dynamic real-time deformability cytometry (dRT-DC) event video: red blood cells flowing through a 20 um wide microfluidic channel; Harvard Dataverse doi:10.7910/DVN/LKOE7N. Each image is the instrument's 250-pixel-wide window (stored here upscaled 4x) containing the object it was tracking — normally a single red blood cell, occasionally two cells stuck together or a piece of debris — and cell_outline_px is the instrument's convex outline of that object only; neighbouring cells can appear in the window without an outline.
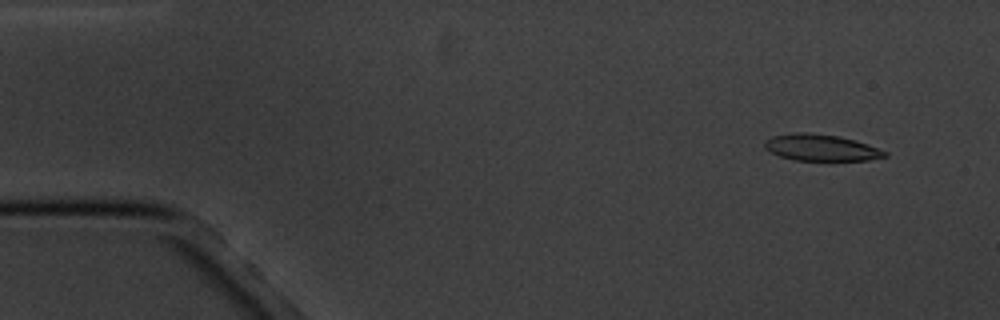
{"species": "common noctule bat (a hibernating species)", "species_latin": "Nyctalus noctula", "temperature_condition": "cold", "stored_images_in_passage": 5, "camera_frame_rate_fps": 3000, "um_per_image_px": 0.085, "animal": {"sex": "male", "body_mass_g": 20.1, "forearm_length_mm": 53.5}, "frame": {"image": 1, "passage_image": 2, "time_ms": 1.333, "image_size_px": [1000, 320], "cell_outline_px": [[888, 156], [868, 160], [796, 160], [780, 156], [768, 152], [764, 148], [764, 140], [772, 136], [796, 132], [808, 132], [840, 136], [856, 140], [868, 144], [888, 152]], "centroid_in_image_um": [69.77, 12.54], "position_along_channel_um": 15.2, "area_um2": 18.73}}
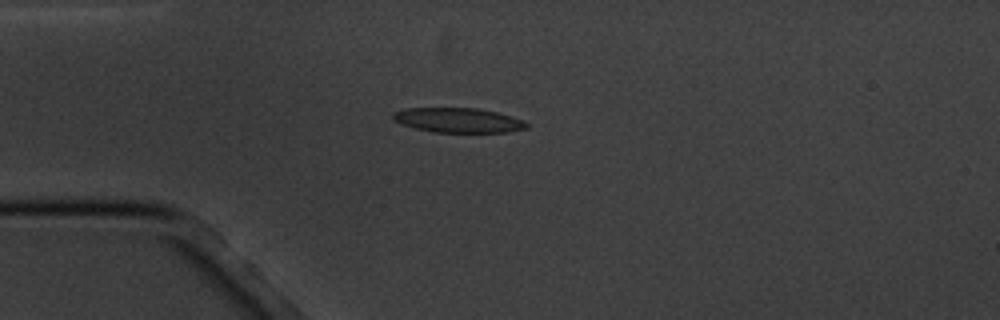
{"frame": {"image": 2, "passage_image": 5, "time_ms": 4.667, "image_size_px": [1000, 320], "cell_outline_px": [[528, 128], [508, 132], [432, 132], [400, 124], [392, 120], [392, 112], [404, 108], [480, 108], [496, 112], [520, 120], [528, 124]], "centroid_in_image_um": [38.87, 10.21], "position_along_channel_um": 46.1, "area_um2": 19.19}}